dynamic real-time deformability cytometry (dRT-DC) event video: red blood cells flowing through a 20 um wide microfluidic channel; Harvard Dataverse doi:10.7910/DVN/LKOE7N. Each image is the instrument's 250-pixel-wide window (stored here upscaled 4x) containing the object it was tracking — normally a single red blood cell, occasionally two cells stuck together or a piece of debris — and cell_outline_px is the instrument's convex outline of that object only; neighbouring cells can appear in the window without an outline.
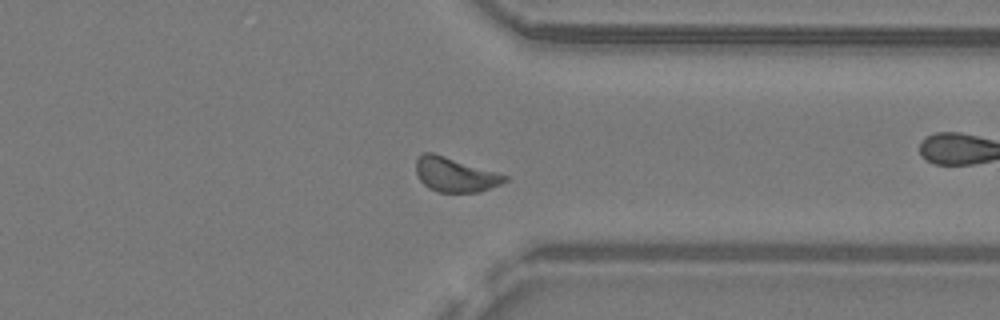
{"species": "common noctule bat (a hibernating species)", "species_latin": "Nyctalus noctula", "temperature_condition": "warm", "stored_images_in_passage": 31, "camera_frame_rate_fps": 3000, "um_per_image_px": 0.085, "animal": {"sex": "male", "body_mass_g": 19.2, "forearm_length_mm": 51.8}, "frame": {"image": 1, "passage_image": 22, "time_ms": 7.0, "image_size_px": [1000, 320], "cell_outline_px": [[508, 180], [500, 184], [480, 192], [440, 192], [428, 188], [420, 180], [416, 172], [416, 160], [424, 152], [432, 152], [496, 172], [508, 176]], "centroid_in_image_um": [38.67, 14.85], "position_along_channel_um": 372.7, "area_um2": 17.57}}